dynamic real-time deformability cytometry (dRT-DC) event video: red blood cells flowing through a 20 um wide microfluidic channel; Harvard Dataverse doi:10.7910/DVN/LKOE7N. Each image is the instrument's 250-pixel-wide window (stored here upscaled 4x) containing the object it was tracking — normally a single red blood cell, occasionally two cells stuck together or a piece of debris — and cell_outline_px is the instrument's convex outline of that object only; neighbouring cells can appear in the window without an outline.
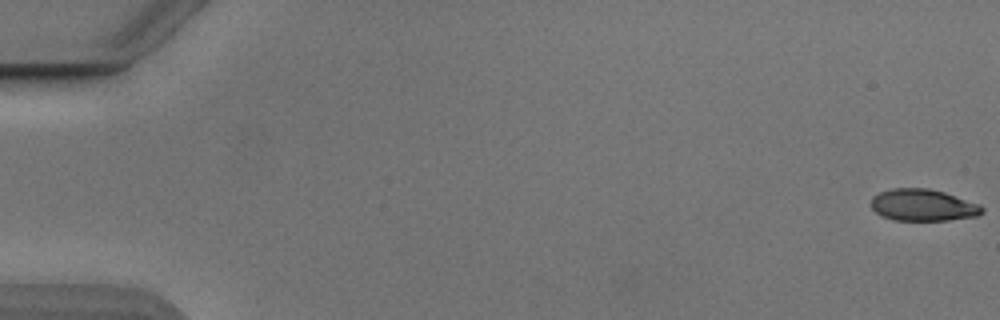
{"species": "Egyptian fruit bat (a non-hibernating species)", "species_latin": "Rousettus aegyptiacus", "temperature_condition": "cold", "stored_images_in_passage": 54, "camera_frame_rate_fps": 3000, "um_per_image_px": 0.085, "animal": {"sex": "male"}, "frame": {"image": 1, "passage_image": 1, "time_ms": 0.0, "image_size_px": [1000, 320], "cell_outline_px": [[984, 212], [976, 216], [948, 220], [892, 220], [880, 216], [872, 208], [872, 196], [880, 192], [892, 188], [928, 188], [944, 192], [980, 204], [984, 208]], "centroid_in_image_um": [78.45, 17.43], "position_along_channel_um": 6.6, "area_um2": 20.63}}
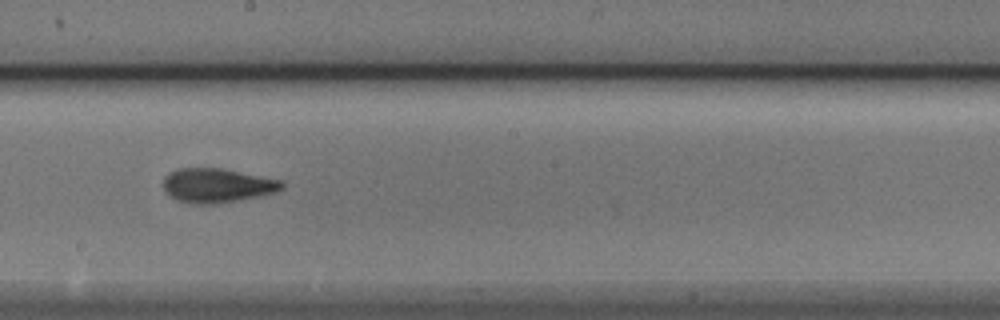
{"frame": {"image": 2, "passage_image": 31, "time_ms": 10.0, "image_size_px": [1000, 320], "cell_outline_px": [[284, 188], [276, 192], [260, 196], [240, 200], [216, 204], [192, 204], [176, 200], [164, 192], [164, 176], [168, 172], [180, 168], [220, 168], [284, 180]], "centroid_in_image_um": [18.46, 15.77], "position_along_channel_um": 229.7, "area_um2": 23.99}}
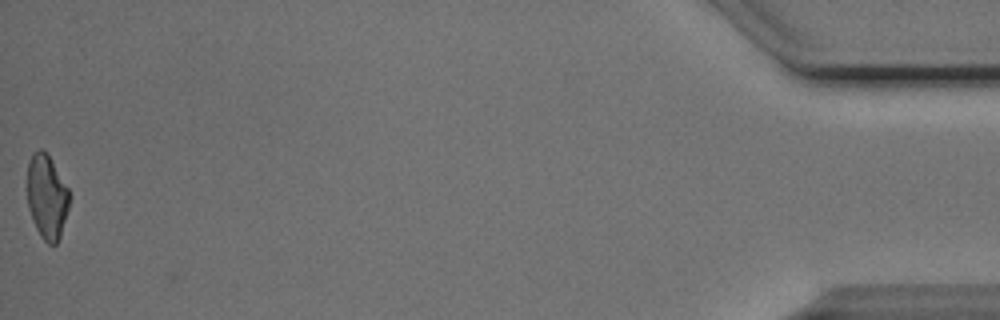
{"frame": {"image": 3, "passage_image": 54, "time_ms": 17.667, "image_size_px": [1000, 320], "cell_outline_px": [[72, 196], [60, 236], [56, 244], [48, 244], [40, 236], [32, 220], [28, 208], [28, 160], [32, 152], [40, 148], [48, 152], [68, 188]], "centroid_in_image_um": [3.99, 16.69], "position_along_channel_um": 431.2, "area_um2": 21.04}, "authors_computed_cell_mechanics": {"area_um2": 21.9351, "velocity_mm_per_s": 3.8789, "shape_relaxation_time_tau1_ms": 4.3155, "shape_relaxation_time_tau2_ms": 1.7758, "deformation_change_tau1": 0.1578, "deformation_change_tau2": 0.0842}}